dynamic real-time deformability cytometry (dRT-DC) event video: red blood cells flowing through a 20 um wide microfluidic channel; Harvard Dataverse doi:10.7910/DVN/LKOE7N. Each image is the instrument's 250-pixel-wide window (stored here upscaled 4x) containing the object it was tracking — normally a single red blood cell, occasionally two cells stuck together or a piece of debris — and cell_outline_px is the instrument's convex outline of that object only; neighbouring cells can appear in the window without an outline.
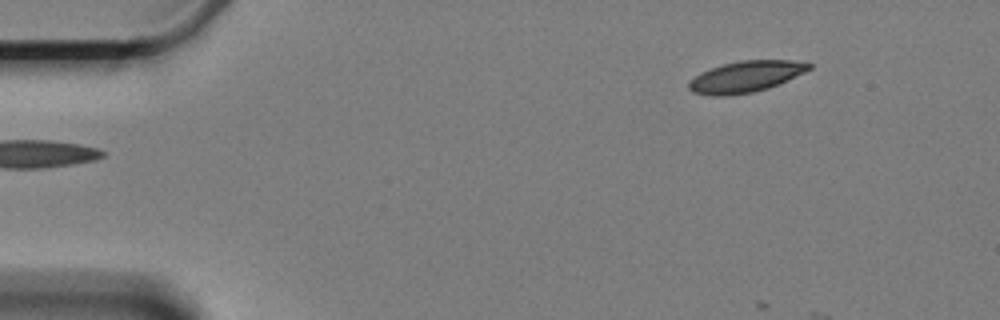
{"species": "Egyptian fruit bat (a non-hibernating species)", "species_latin": "Rousettus aegyptiacus", "temperature_condition": "cold", "stored_images_in_passage": 4, "camera_frame_rate_fps": 3000, "um_per_image_px": 0.085, "animal": {"sex": "female"}, "frame": {"image": 1, "passage_image": 1, "time_ms": 0.0, "image_size_px": [1000, 320], "cell_outline_px": [[812, 68], [804, 72], [768, 88], [752, 92], [728, 96], [712, 96], [692, 92], [688, 88], [688, 80], [700, 72], [724, 64], [740, 60], [792, 60], [812, 64]], "centroid_in_image_um": [63.33, 6.52], "position_along_channel_um": 21.7, "area_um2": 21.79}}